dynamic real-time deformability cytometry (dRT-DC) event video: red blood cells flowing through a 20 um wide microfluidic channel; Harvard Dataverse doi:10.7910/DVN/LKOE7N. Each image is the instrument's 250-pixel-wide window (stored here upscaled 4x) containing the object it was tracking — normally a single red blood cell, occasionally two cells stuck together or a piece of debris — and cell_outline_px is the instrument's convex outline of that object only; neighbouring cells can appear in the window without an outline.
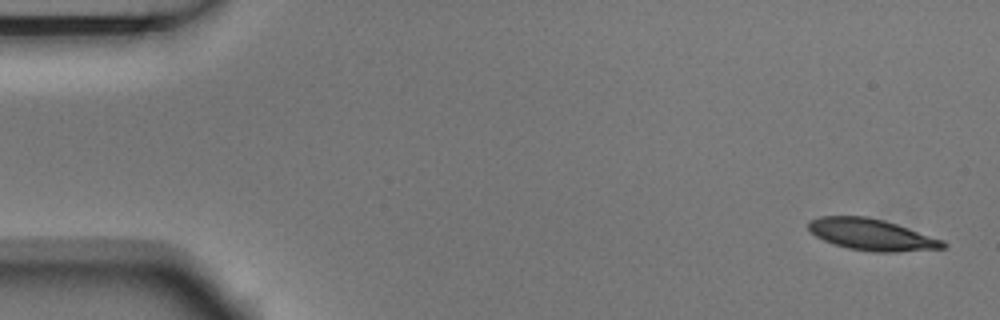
{"species": "Egyptian fruit bat (a non-hibernating species)", "species_latin": "Rousettus aegyptiacus", "temperature_condition": "room temperature", "stored_images_in_passage": 6, "camera_frame_rate_fps": 3000, "um_per_image_px": 0.085, "animal": {"sex": "male"}, "frame": {"image": 1, "passage_image": 1, "time_ms": 0.0, "image_size_px": [1000, 320], "cell_outline_px": [[948, 244], [944, 248], [896, 252], [872, 252], [848, 248], [832, 244], [816, 236], [808, 228], [808, 220], [820, 216], [868, 216], [884, 220], [944, 240]], "centroid_in_image_um": [74.08, 19.94], "position_along_channel_um": 10.9, "area_um2": 24.74}}
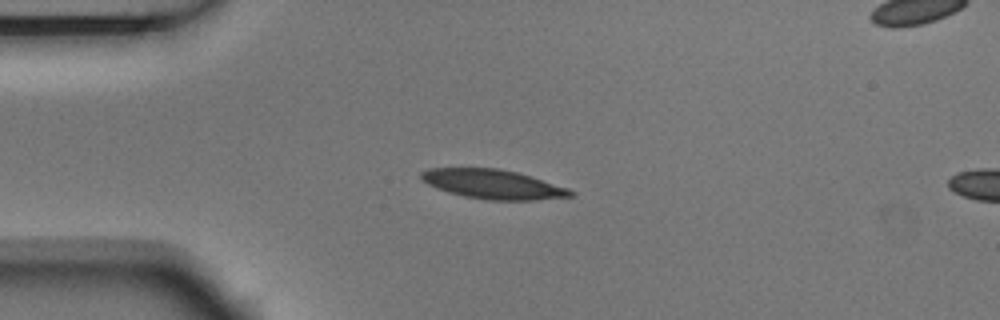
{"frame": {"image": 2, "passage_image": 4, "time_ms": 1.0, "image_size_px": [1000, 320], "cell_outline_px": [[576, 196], [536, 200], [488, 200], [464, 196], [448, 192], [436, 188], [428, 184], [420, 176], [420, 172], [428, 168], [500, 168], [532, 176], [568, 188], [576, 192]], "centroid_in_image_um": [41.95, 15.66], "position_along_channel_um": 43.1, "area_um2": 25.66}}
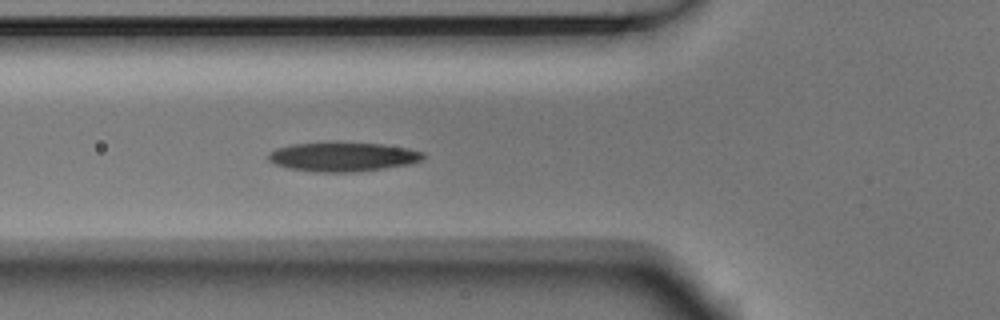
{"frame": {"image": 3, "passage_image": 6, "time_ms": 1.667, "image_size_px": [1000, 320], "cell_outline_px": [[424, 156], [420, 160], [412, 164], [356, 172], [312, 172], [288, 168], [276, 164], [268, 160], [268, 152], [276, 148], [292, 144], [328, 140], [340, 140], [384, 144], [408, 148], [424, 152]], "centroid_in_image_um": [29.11, 13.29], "position_along_channel_um": 96.7, "area_um2": 27.4}}